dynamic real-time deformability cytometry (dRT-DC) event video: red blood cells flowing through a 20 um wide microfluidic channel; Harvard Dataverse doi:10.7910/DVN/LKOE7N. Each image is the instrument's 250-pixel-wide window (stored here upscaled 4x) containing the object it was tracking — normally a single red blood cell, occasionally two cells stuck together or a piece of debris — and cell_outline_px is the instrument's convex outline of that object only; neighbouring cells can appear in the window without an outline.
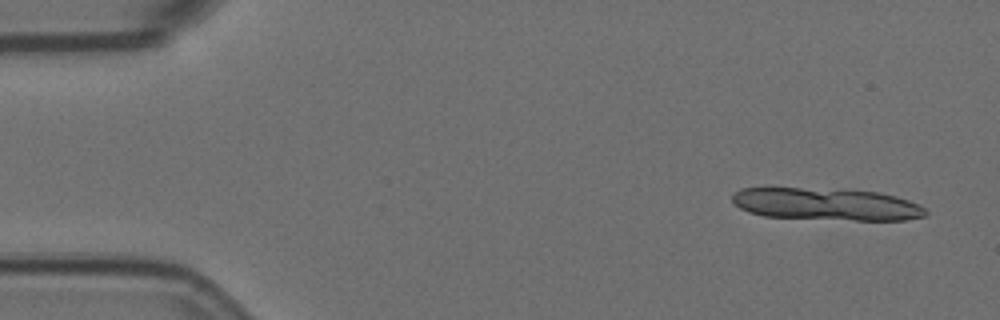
{"species": "Egyptian fruit bat (a non-hibernating species)", "species_latin": "Rousettus aegyptiacus", "temperature_condition": "room temperature", "stored_images_in_passage": 5, "segment_of_instrument_passage": [1, 2], "camera_frame_rate_fps": 3000, "um_per_image_px": 0.085, "animal": {"sex": "female"}, "frame": {"image": 1, "passage_image": 1, "time_ms": 0.0, "image_size_px": [1000, 320], "cell_outline_px": [[928, 212], [924, 216], [904, 220], [856, 220], [764, 216], [748, 212], [740, 208], [732, 200], [732, 196], [740, 188], [800, 188], [880, 192], [896, 196], [908, 200], [924, 208]], "centroid_in_image_um": [70.23, 17.36], "position_along_channel_um": 14.8, "area_um2": 35.89}}